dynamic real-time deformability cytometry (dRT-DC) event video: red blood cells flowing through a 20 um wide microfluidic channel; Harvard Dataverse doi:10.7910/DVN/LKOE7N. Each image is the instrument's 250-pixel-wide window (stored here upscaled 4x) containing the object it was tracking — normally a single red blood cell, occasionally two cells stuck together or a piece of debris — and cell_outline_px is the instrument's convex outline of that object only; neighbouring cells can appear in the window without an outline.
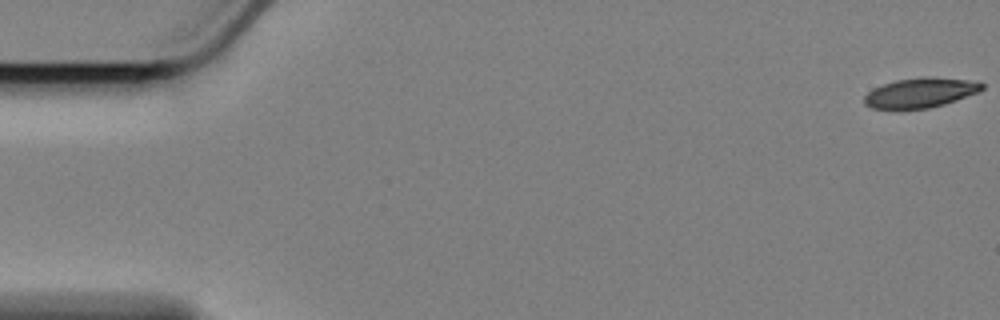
{"species": "Egyptian fruit bat (a non-hibernating species)", "species_latin": "Rousettus aegyptiacus", "temperature_condition": "cold", "stored_images_in_passage": 7, "camera_frame_rate_fps": 3000, "um_per_image_px": 0.085, "animal": {"sex": "female"}, "frame": {"image": 1, "passage_image": 1, "time_ms": 0.0, "image_size_px": [1000, 320], "cell_outline_px": [[984, 88], [980, 92], [944, 104], [928, 108], [872, 108], [864, 104], [864, 96], [872, 88], [896, 80], [924, 76], [932, 76], [968, 80], [984, 84]], "centroid_in_image_um": [78.25, 7.86], "position_along_channel_um": 6.8, "area_um2": 20.35}}